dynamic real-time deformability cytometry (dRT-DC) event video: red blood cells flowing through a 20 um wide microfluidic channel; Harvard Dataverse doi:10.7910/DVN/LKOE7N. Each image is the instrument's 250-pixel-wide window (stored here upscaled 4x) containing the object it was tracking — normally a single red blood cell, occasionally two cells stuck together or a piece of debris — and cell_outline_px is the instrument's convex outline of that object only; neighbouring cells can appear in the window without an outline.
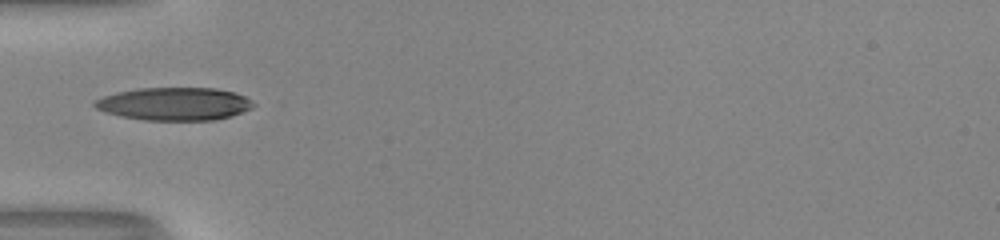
{"species": "human", "species_latin": "Homo sapiens", "temperature_condition": "room temperature", "stored_images_in_passage": 32, "camera_frame_rate_fps": 3000, "um_per_image_px": 0.085, "donor": {"sex": "male"}, "frame": {"image": 1, "passage_image": 1, "time_ms": 0.0, "image_size_px": [1000, 240], "cell_outline_px": [[256, 104], [252, 108], [232, 116], [216, 120], [144, 120], [120, 116], [104, 112], [96, 108], [92, 104], [96, 100], [104, 96], [116, 92], [136, 88], [216, 88], [236, 92], [252, 100]], "centroid_in_image_um": [14.84, 8.83], "position_along_channel_um": 70.2, "area_um2": 30.69}, "authors_computed_cell_mechanics": {"area_um2": 30.2294, "velocity_mm_per_s": 4.0625, "shape_relaxation_time_tau1_ms": 4.5569, "shape_relaxation_time_tau2_ms": 1.1321, "deformation_change_tau1": 0.2241, "deformation_change_tau2": 0.0663}}